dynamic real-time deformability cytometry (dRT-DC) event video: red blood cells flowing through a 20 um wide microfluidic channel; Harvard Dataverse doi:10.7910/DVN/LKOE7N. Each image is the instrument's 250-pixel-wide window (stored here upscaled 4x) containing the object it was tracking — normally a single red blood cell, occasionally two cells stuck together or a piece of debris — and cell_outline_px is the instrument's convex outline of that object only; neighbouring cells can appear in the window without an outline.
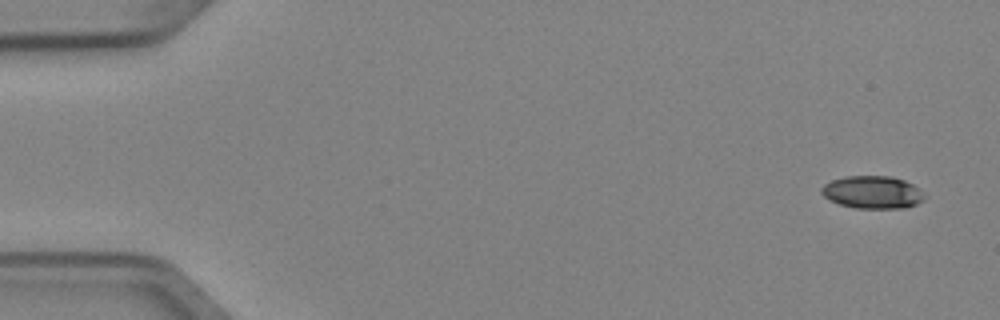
{"species": "Egyptian fruit bat (a non-hibernating species)", "species_latin": "Rousettus aegyptiacus", "temperature_condition": "cold", "stored_images_in_passage": 4, "camera_frame_rate_fps": 3000, "um_per_image_px": 0.085, "animal": {"sex": "female"}, "frame": {"image": 1, "passage_image": 1, "time_ms": 0.0, "image_size_px": [1000, 320], "cell_outline_px": [[928, 196], [924, 200], [916, 204], [904, 208], [856, 208], [840, 204], [828, 200], [820, 192], [820, 188], [824, 184], [832, 180], [844, 176], [892, 176], [904, 180], [912, 184]], "centroid_in_image_um": [74.16, 16.34], "position_along_channel_um": 10.8, "area_um2": 19.77}}